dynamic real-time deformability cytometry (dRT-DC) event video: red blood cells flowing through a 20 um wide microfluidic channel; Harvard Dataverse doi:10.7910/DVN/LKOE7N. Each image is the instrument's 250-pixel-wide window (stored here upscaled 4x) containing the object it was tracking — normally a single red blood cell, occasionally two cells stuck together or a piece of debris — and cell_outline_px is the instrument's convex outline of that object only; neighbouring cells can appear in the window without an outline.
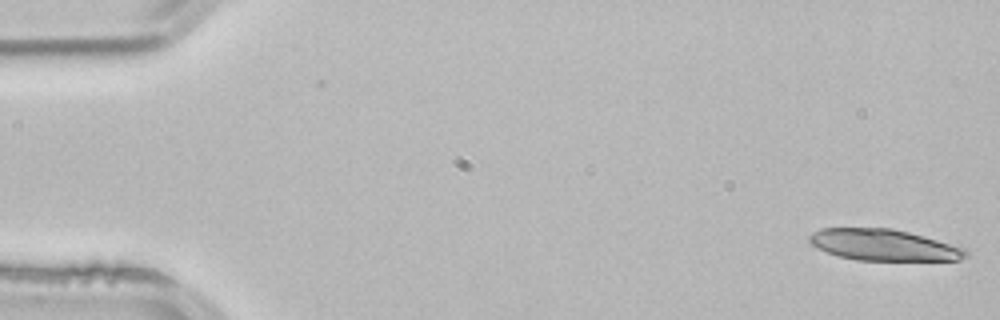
{"species": "common noctule bat (a hibernating species)", "species_latin": "Nyctalus noctula", "temperature_condition": "room temperature", "stored_images_in_passage": 4, "camera_frame_rate_fps": 3000, "um_per_image_px": 0.085, "animal": {"sex": "male", "body_mass_g": 21.5, "forearm_length_mm": 52.0}, "frame": {"image": 1, "passage_image": 1, "time_ms": 0.0, "image_size_px": [1000, 320], "cell_outline_px": [[968, 256], [960, 260], [856, 260], [840, 256], [828, 252], [812, 244], [808, 240], [808, 236], [812, 232], [820, 228], [892, 228], [908, 232], [968, 248]], "centroid_in_image_um": [75.15, 20.82], "position_along_channel_um": 9.8, "area_um2": 28.5}}